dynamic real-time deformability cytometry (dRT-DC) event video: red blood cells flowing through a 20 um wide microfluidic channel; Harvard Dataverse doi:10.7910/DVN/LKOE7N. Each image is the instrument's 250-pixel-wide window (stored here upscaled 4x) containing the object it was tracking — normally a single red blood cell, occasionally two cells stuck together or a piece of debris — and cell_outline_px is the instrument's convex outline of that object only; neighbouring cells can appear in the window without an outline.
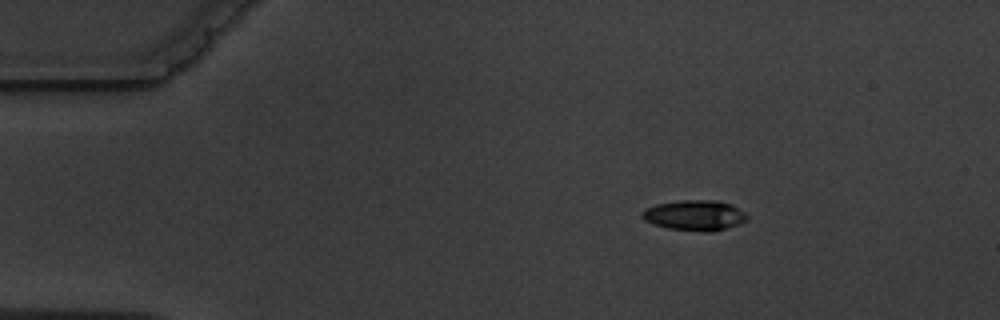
{"species": "common noctule bat (a hibernating species)", "species_latin": "Nyctalus noctula", "temperature_condition": "warm", "stored_images_in_passage": 5, "camera_frame_rate_fps": 3000, "um_per_image_px": 0.085, "animal": {"sex": "male", "body_mass_g": 19.5, "forearm_length_mm": 54.6}, "frame": {"image": 1, "passage_image": 2, "time_ms": 1.333, "image_size_px": [1000, 320], "cell_outline_px": [[748, 220], [712, 232], [704, 232], [668, 228], [652, 224], [644, 220], [640, 216], [640, 212], [644, 208], [656, 204], [680, 200], [720, 200], [732, 204], [744, 212], [748, 216]], "centroid_in_image_um": [59.01, 18.29], "position_along_channel_um": 26.0, "area_um2": 18.79}}
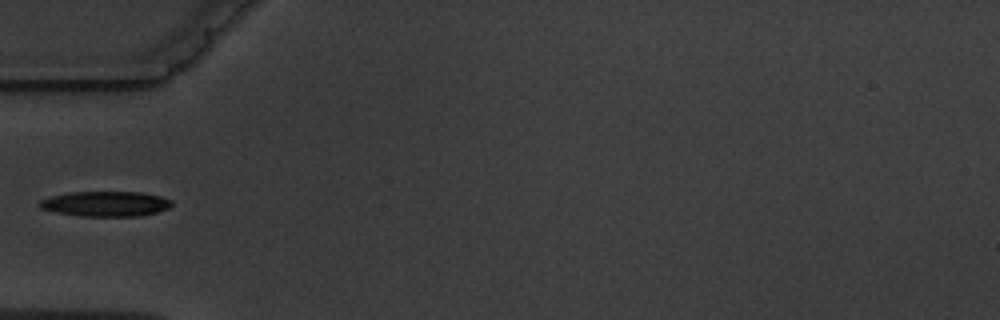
{"frame": {"image": 2, "passage_image": 5, "time_ms": 4.667, "image_size_px": [1000, 320], "cell_outline_px": [[172, 204], [168, 208], [156, 212], [140, 216], [80, 216], [56, 212], [40, 208], [36, 204], [40, 200], [52, 196], [68, 192], [140, 192], [160, 196], [172, 200]], "centroid_in_image_um": [8.95, 17.32], "position_along_channel_um": 76.0, "area_um2": 19.36}}